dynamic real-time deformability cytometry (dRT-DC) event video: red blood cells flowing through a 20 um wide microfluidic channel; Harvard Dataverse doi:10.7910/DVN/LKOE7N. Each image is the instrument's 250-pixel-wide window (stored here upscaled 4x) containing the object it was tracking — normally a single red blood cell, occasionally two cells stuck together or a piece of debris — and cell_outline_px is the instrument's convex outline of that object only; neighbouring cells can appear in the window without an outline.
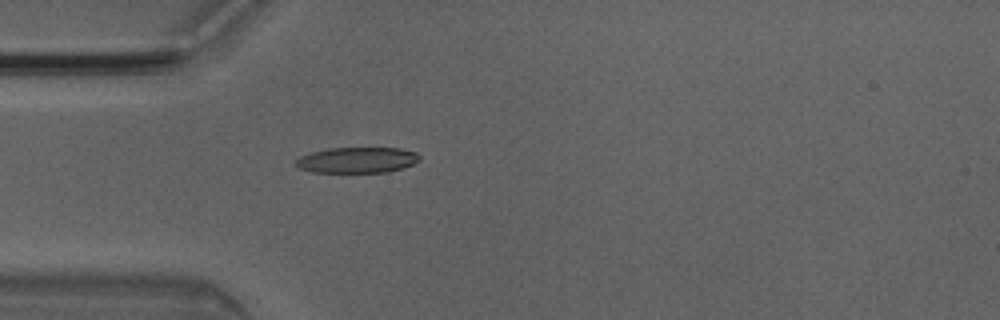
{"species": "Egyptian fruit bat (a non-hibernating species)", "species_latin": "Rousettus aegyptiacus", "temperature_condition": "room temperature", "stored_images_in_passage": 4, "camera_frame_rate_fps": 3000, "um_per_image_px": 0.085, "animal": {"sex": "male"}, "frame": {"image": 1, "passage_image": 4, "time_ms": 1.0, "image_size_px": [1000, 320], "cell_outline_px": [[420, 160], [404, 168], [388, 172], [312, 172], [300, 168], [296, 164], [296, 160], [300, 156], [312, 152], [328, 148], [400, 148], [416, 152], [420, 156]], "centroid_in_image_um": [30.39, 13.6], "position_along_channel_um": 54.6, "area_um2": 18.55}}